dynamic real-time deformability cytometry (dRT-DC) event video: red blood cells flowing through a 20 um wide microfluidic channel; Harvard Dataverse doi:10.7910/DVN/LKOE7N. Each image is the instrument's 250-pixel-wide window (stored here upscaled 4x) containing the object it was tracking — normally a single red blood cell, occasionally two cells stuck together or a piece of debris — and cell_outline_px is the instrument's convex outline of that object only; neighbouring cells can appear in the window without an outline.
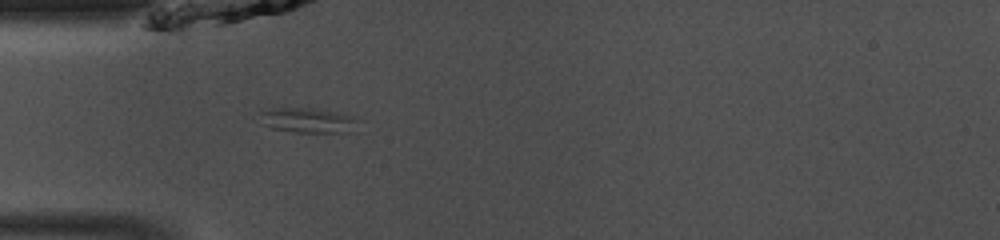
{"species": "common noctule bat (a hibernating species)", "species_latin": "Nyctalus noctula", "temperature_condition": "room temperature", "stored_images_in_passage": 35, "camera_frame_rate_fps": 3000, "um_per_image_px": 0.085, "animal": {"sex": "male", "body_mass_g": 13.0, "forearm_length_mm": 53.1}, "frame": {"image": 1, "passage_image": 1, "time_ms": 0.0, "image_size_px": [1000, 240], "cell_outline_px": [[364, 132], [296, 132], [272, 128], [260, 124], [260, 112], [272, 108], [312, 108], [344, 112], [364, 120]], "centroid_in_image_um": [26.43, 10.24], "position_along_channel_um": 58.6, "area_um2": 15.37}}
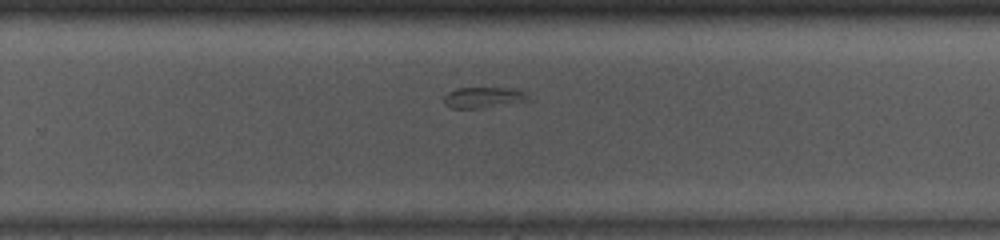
{"frame": {"image": 2, "passage_image": 18, "time_ms": 5.667, "image_size_px": [1000, 240], "cell_outline_px": [[536, 100], [480, 108], [452, 108], [444, 104], [444, 96], [448, 92], [460, 88], [512, 88], [524, 92]], "centroid_in_image_um": [41.17, 8.29], "position_along_channel_um": 288.6, "area_um2": 10.35}}
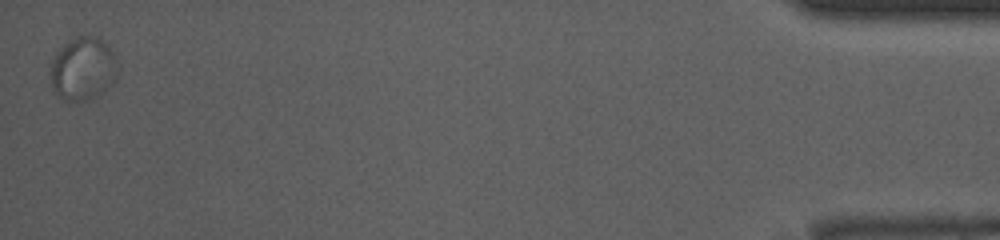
{"frame": {"image": 3, "passage_image": 35, "time_ms": 11.333, "image_size_px": [1000, 240], "cell_outline_px": [[120, 76], [100, 96], [88, 100], [64, 100], [56, 96], [52, 88], [48, 72], [56, 48], [76, 36], [92, 36], [104, 40], [112, 52], [116, 60]], "centroid_in_image_um": [7.03, 5.85], "position_along_channel_um": 428.2, "area_um2": 25.66}}